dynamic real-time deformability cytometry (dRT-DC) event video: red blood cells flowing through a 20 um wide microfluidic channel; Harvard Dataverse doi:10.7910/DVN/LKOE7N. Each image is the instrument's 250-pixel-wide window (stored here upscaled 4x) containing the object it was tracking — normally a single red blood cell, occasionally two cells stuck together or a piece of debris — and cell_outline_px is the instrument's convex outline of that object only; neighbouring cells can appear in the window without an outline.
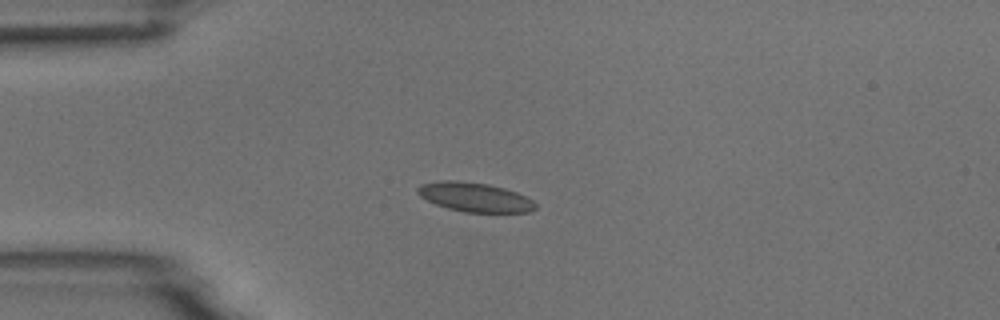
{"species": "common noctule bat (a hibernating species)", "species_latin": "Nyctalus noctula", "temperature_condition": "room temperature", "stored_images_in_passage": 3, "camera_frame_rate_fps": 3000, "um_per_image_px": 0.085, "animal": {"sex": "male", "body_mass_g": 18.8}, "frame": {"image": 1, "passage_image": 1, "time_ms": 0.0, "image_size_px": [1000, 320], "cell_outline_px": [[536, 208], [528, 212], [464, 212], [448, 208], [436, 204], [420, 196], [416, 192], [416, 188], [420, 184], [440, 180], [456, 180], [488, 184], [504, 188], [516, 192], [532, 200], [536, 204]], "centroid_in_image_um": [40.32, 16.75], "position_along_channel_um": 44.7, "area_um2": 20.0}}